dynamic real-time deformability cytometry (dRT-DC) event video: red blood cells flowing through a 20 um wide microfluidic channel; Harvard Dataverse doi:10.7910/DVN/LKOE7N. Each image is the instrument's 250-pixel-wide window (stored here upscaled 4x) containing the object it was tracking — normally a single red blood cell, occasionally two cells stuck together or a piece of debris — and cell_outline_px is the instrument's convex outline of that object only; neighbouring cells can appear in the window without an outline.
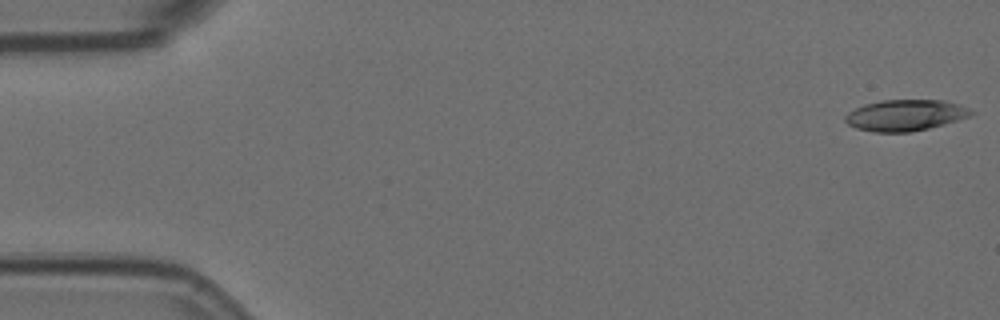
{"species": "Egyptian fruit bat (a non-hibernating species)", "species_latin": "Rousettus aegyptiacus", "temperature_condition": "room temperature", "stored_images_in_passage": 6, "camera_frame_rate_fps": 3000, "um_per_image_px": 0.085, "animal": {"sex": "female"}, "frame": {"image": 1, "passage_image": 1, "time_ms": 0.0, "image_size_px": [1000, 320], "cell_outline_px": [[976, 112], [972, 116], [928, 128], [908, 132], [872, 132], [856, 128], [848, 124], [844, 120], [844, 116], [848, 112], [864, 104], [880, 100], [944, 100], [960, 104]], "centroid_in_image_um": [76.96, 9.79], "position_along_channel_um": 8.0, "area_um2": 22.95}}